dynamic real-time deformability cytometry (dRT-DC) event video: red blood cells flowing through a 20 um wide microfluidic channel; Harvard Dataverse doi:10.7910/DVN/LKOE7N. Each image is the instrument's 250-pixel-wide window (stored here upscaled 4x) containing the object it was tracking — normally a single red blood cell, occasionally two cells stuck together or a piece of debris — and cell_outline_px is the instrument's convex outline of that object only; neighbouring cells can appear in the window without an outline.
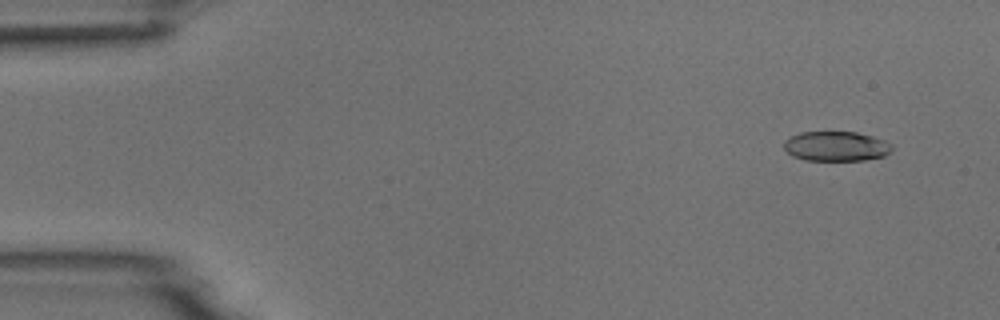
{"species": "common noctule bat (a hibernating species)", "species_latin": "Nyctalus noctula", "temperature_condition": "room temperature", "stored_images_in_passage": 5, "camera_frame_rate_fps": 3000, "um_per_image_px": 0.085, "animal": {"sex": "male", "body_mass_g": 18.8}, "frame": {"image": 1, "passage_image": 2, "time_ms": 1.0, "image_size_px": [1000, 320], "cell_outline_px": [[892, 148], [884, 156], [864, 160], [804, 160], [792, 156], [784, 148], [784, 140], [800, 132], [856, 132], [872, 136], [884, 140], [892, 144]], "centroid_in_image_um": [71.06, 12.43], "position_along_channel_um": 13.9, "area_um2": 18.67}}
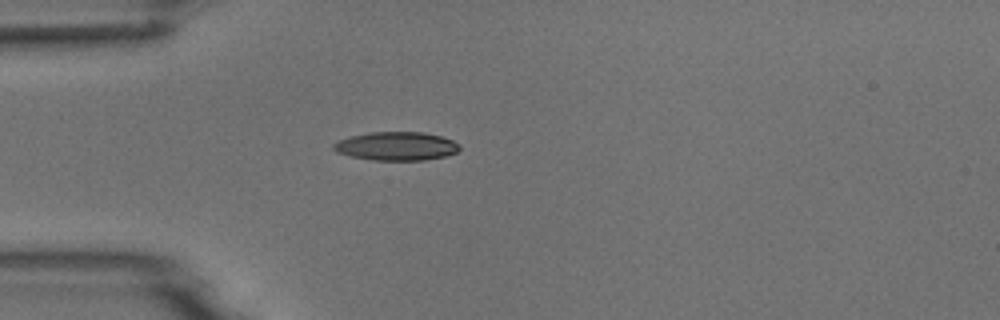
{"frame": {"image": 2, "passage_image": 5, "time_ms": 4.667, "image_size_px": [1000, 320], "cell_outline_px": [[460, 148], [456, 152], [444, 156], [424, 160], [372, 160], [352, 156], [336, 152], [332, 148], [332, 144], [340, 140], [352, 136], [368, 132], [424, 132], [440, 136], [452, 140], [460, 144]], "centroid_in_image_um": [33.69, 12.42], "position_along_channel_um": 51.3, "area_um2": 20.87}}